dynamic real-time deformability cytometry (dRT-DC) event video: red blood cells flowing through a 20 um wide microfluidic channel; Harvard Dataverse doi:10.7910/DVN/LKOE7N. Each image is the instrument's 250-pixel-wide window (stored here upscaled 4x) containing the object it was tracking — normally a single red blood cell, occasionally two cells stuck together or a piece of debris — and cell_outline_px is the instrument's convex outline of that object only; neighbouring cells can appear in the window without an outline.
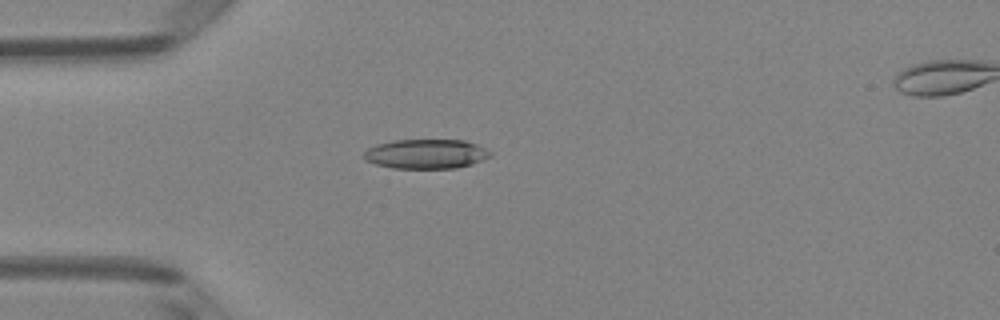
{"species": "Egyptian fruit bat (a non-hibernating species)", "species_latin": "Rousettus aegyptiacus", "temperature_condition": "room temperature", "stored_images_in_passage": 39, "camera_frame_rate_fps": 3000, "um_per_image_px": 0.085, "animal": {"sex": "female"}, "frame": {"image": 1, "passage_image": 3, "time_ms": 0.667, "image_size_px": [1000, 320], "cell_outline_px": [[492, 156], [472, 164], [456, 168], [392, 168], [376, 164], [364, 160], [364, 152], [368, 148], [376, 144], [392, 140], [464, 140], [476, 144], [492, 152]], "centroid_in_image_um": [36.21, 13.08], "position_along_channel_um": 48.8, "area_um2": 21.79}}
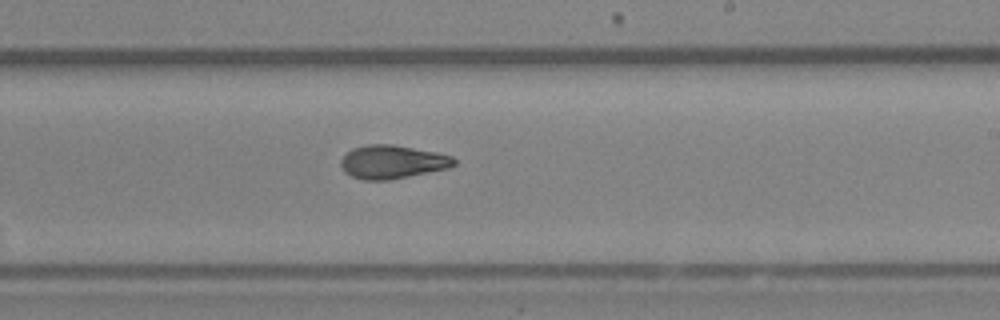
{"frame": {"image": 2, "passage_image": 19, "time_ms": 6.0, "image_size_px": [1000, 320], "cell_outline_px": [[456, 164], [448, 168], [388, 180], [364, 180], [352, 176], [344, 172], [340, 164], [340, 160], [352, 148], [368, 144], [392, 144], [436, 152], [452, 156], [456, 160]], "centroid_in_image_um": [33.33, 13.75], "position_along_channel_um": 255.7, "area_um2": 21.96}}
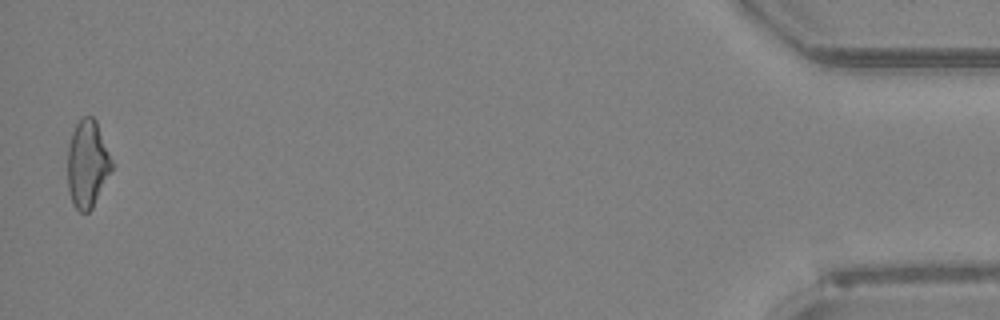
{"frame": {"image": 3, "passage_image": 38, "time_ms": 12.333, "image_size_px": [1000, 320], "cell_outline_px": [[112, 168], [92, 208], [88, 212], [80, 212], [72, 204], [68, 188], [68, 148], [72, 132], [76, 124], [84, 116], [92, 116], [96, 120], [112, 160]], "centroid_in_image_um": [7.42, 13.93], "position_along_channel_um": 427.8, "area_um2": 22.2}, "authors_computed_cell_mechanics": {"area_um2": 22.0218, "velocity_mm_per_s": 4.1444, "shape_relaxation_time_tau1_ms": 5.8392, "shape_relaxation_time_tau2_ms": 2.2741, "deformation_change_tau1": 0.1823, "deformation_change_tau2": 0.0837}}